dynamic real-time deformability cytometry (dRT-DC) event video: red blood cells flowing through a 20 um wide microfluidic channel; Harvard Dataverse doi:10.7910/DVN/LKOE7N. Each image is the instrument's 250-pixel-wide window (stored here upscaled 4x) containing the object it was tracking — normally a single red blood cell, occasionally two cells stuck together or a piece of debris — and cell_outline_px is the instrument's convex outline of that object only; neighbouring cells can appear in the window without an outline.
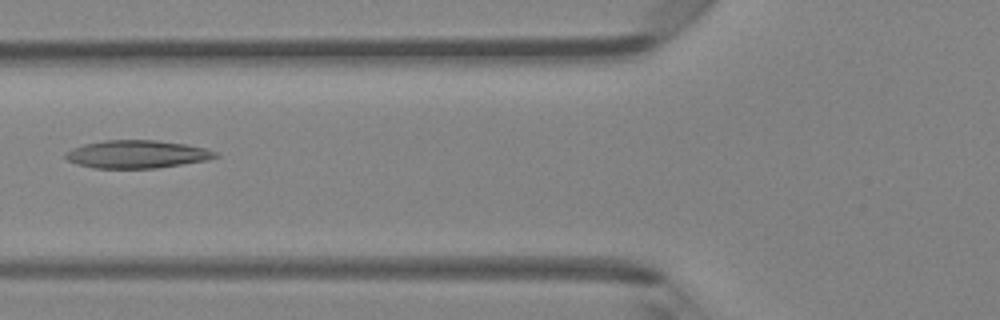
{"species": "Egyptian fruit bat (a non-hibernating species)", "species_latin": "Rousettus aegyptiacus", "temperature_condition": "room temperature", "stored_images_in_passage": 29, "camera_frame_rate_fps": 3000, "um_per_image_px": 0.085, "animal": {"sex": "female"}, "frame": {"image": 1, "passage_image": 4, "time_ms": 1.0, "image_size_px": [1000, 320], "cell_outline_px": [[220, 156], [208, 160], [156, 168], [96, 168], [76, 164], [68, 160], [64, 156], [64, 152], [72, 148], [84, 144], [104, 140], [156, 140], [184, 144], [204, 148], [216, 152]], "centroid_in_image_um": [11.61, 13.11], "position_along_channel_um": 114.2, "area_um2": 24.33}}
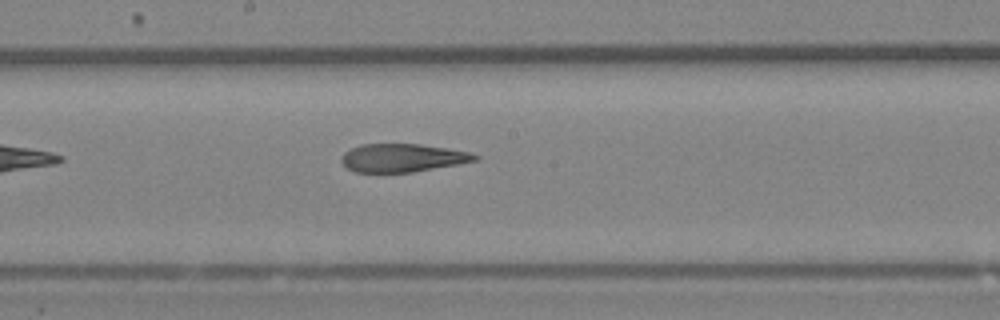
{"frame": {"image": 2, "passage_image": 11, "time_ms": 3.333, "image_size_px": [1000, 320], "cell_outline_px": [[480, 156], [476, 160], [456, 164], [412, 172], [356, 172], [348, 168], [340, 160], [340, 156], [344, 152], [360, 144], [420, 144], [468, 152]], "centroid_in_image_um": [34.15, 13.41], "position_along_channel_um": 214.0, "area_um2": 21.62}}
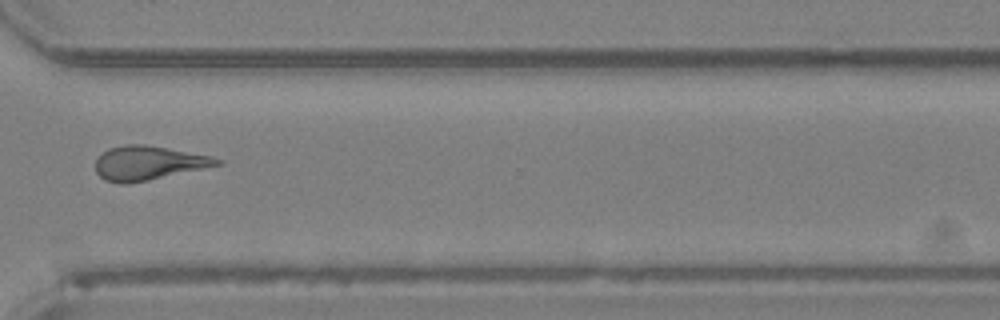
{"frame": {"image": 3, "passage_image": 21, "time_ms": 6.667, "image_size_px": [1000, 320], "cell_outline_px": [[224, 164], [148, 180], [128, 184], [120, 184], [104, 180], [96, 172], [96, 160], [108, 148], [128, 144], [144, 144], [212, 156], [224, 160]], "centroid_in_image_um": [12.63, 13.86], "position_along_channel_um": 358.0, "area_um2": 24.1}, "authors_computed_cell_mechanics": {"area_um2": 23.6402, "velocity_mm_per_s": 4.3149, "shape_relaxation_time_tau1_ms": null, "shape_relaxation_time_tau2_ms": 4.1697, "deformation_change_tau1": null, "deformation_change_tau2": 0.1663}}